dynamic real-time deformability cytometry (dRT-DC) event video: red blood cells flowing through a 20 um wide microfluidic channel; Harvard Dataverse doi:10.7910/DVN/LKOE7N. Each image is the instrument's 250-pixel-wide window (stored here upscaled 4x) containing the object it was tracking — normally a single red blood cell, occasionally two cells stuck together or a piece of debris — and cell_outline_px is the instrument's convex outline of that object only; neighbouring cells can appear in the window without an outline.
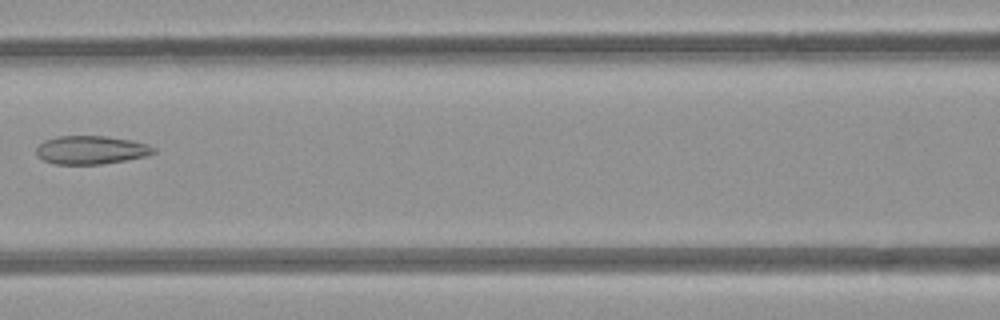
{"species": "common noctule bat (a hibernating species)", "species_latin": "Nyctalus noctula", "temperature_condition": "room temperature", "stored_images_in_passage": 7, "camera_frame_rate_fps": 3000, "um_per_image_px": 0.085, "animal": {"sex": "female", "body_mass_g": 21.9}, "frame": {"image": 1, "passage_image": 6, "time_ms": 6.667, "image_size_px": [1000, 320], "cell_outline_px": [[156, 152], [148, 156], [100, 164], [56, 164], [44, 160], [36, 156], [36, 148], [44, 140], [56, 136], [104, 136], [132, 140], [148, 144], [156, 148]], "centroid_in_image_um": [7.75, 12.74], "position_along_channel_um": 158.9, "area_um2": 19.48}}
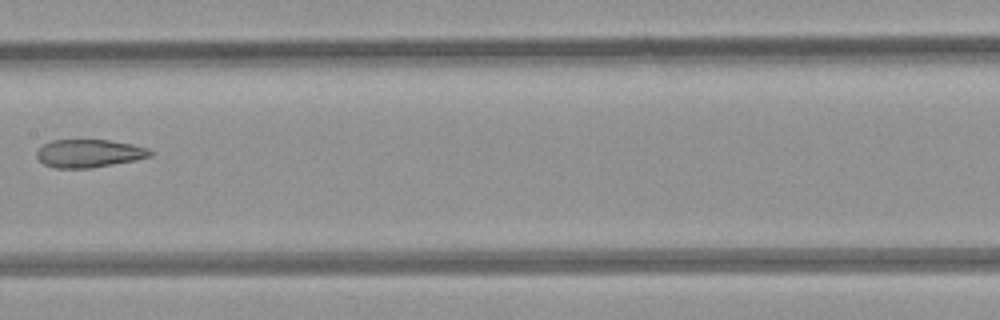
{"frame": {"image": 2, "passage_image": 7, "time_ms": 7.667, "image_size_px": [1000, 320], "cell_outline_px": [[152, 156], [136, 160], [92, 168], [56, 168], [44, 164], [36, 156], [36, 152], [44, 144], [52, 140], [108, 140], [132, 144], [148, 148], [152, 152]], "centroid_in_image_um": [7.58, 13.04], "position_along_channel_um": 199.8, "area_um2": 18.5}}